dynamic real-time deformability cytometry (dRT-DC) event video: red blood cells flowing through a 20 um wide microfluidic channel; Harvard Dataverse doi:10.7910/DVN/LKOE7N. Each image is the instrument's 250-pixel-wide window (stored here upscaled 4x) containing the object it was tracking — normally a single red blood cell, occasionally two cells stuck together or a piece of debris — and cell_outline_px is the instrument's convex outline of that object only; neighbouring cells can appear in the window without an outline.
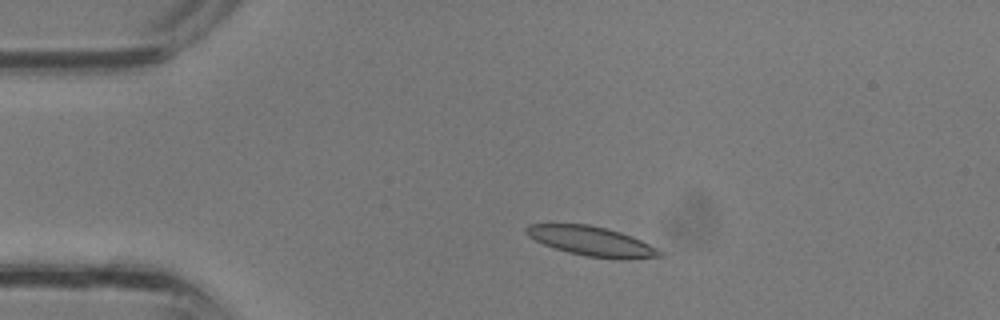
{"species": "common noctule bat (a hibernating species)", "species_latin": "Nyctalus noctula", "temperature_condition": "room temperature", "stored_images_in_passage": 33, "camera_frame_rate_fps": 3000, "um_per_image_px": 0.085, "animal": {"sex": "male", "body_mass_g": 13.3}, "frame": {"image": 1, "passage_image": 6, "time_ms": 1.667, "image_size_px": [1000, 320], "cell_outline_px": [[664, 256], [620, 260], [588, 256], [568, 252], [544, 244], [528, 236], [524, 232], [524, 228], [528, 224], [588, 224], [620, 232], [632, 236], [664, 252]], "centroid_in_image_um": [50.3, 20.51], "position_along_channel_um": 34.7, "area_um2": 22.83}}
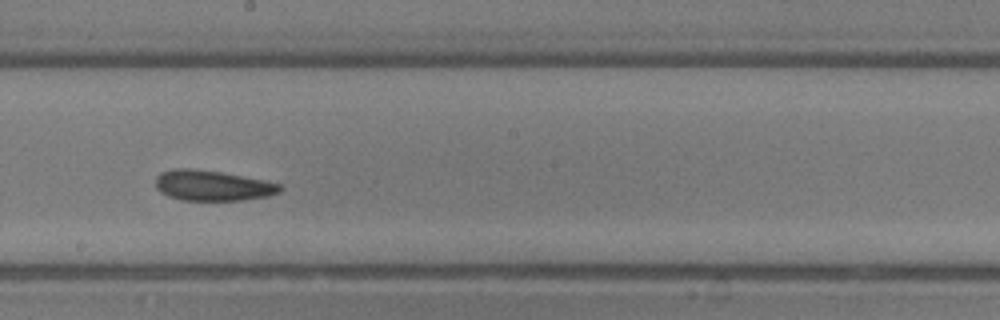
{"frame": {"image": 2, "passage_image": 18, "time_ms": 5.667, "image_size_px": [1000, 320], "cell_outline_px": [[280, 192], [268, 196], [244, 200], [180, 200], [168, 196], [160, 192], [156, 188], [156, 176], [160, 172], [172, 168], [188, 168], [220, 172], [264, 180], [280, 184]], "centroid_in_image_um": [18.01, 15.77], "position_along_channel_um": 230.2, "area_um2": 22.02}}
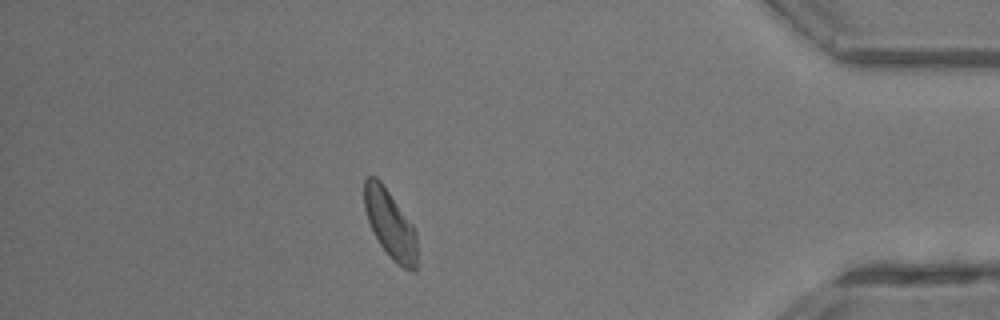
{"frame": {"image": 3, "passage_image": 29, "time_ms": 9.333, "image_size_px": [1000, 320], "cell_outline_px": [[416, 272], [412, 272], [396, 264], [392, 260], [380, 244], [368, 220], [364, 208], [364, 180], [368, 176], [376, 176], [380, 180], [412, 224], [416, 232]], "centroid_in_image_um": [33.16, 19.06], "position_along_channel_um": 402.0, "area_um2": 20.81}}